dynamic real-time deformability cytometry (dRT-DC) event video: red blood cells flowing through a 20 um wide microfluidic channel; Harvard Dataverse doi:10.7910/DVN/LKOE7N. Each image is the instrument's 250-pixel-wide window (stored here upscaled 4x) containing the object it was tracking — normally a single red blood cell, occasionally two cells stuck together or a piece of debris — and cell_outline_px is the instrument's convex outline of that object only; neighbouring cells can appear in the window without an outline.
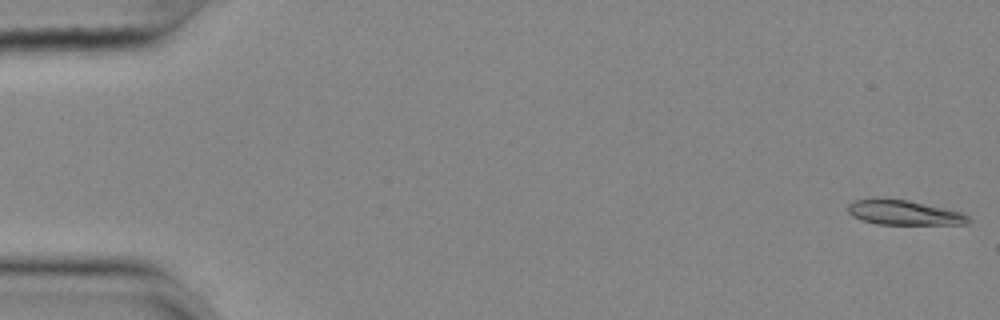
{"species": "common noctule bat (a hibernating species)", "species_latin": "Nyctalus noctula", "temperature_condition": "cold", "stored_images_in_passage": 55, "camera_frame_rate_fps": 3000, "um_per_image_px": 0.085, "animal": {"sex": "female", "body_mass_g": 25.1}, "frame": {"image": 1, "passage_image": 1, "time_ms": 0.0, "image_size_px": [1000, 320], "cell_outline_px": [[972, 220], [968, 224], [876, 224], [860, 220], [852, 216], [848, 212], [848, 204], [856, 200], [872, 196], [876, 196], [908, 200], [964, 212]], "centroid_in_image_um": [76.81, 18.04], "position_along_channel_um": 8.2, "area_um2": 17.92}}
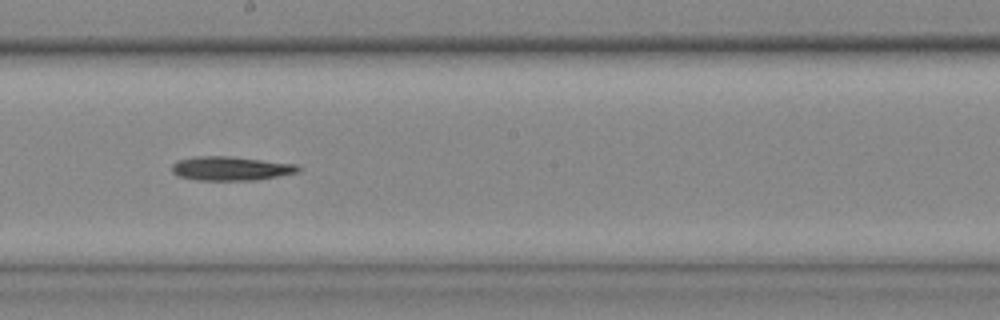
{"frame": {"image": 2, "passage_image": 31, "time_ms": 10.0, "image_size_px": [1000, 320], "cell_outline_px": [[304, 168], [300, 172], [256, 180], [196, 180], [176, 176], [172, 172], [172, 164], [176, 160], [192, 156], [228, 156], [300, 164]], "centroid_in_image_um": [19.64, 14.31], "position_along_channel_um": 228.6, "area_um2": 18.09}}
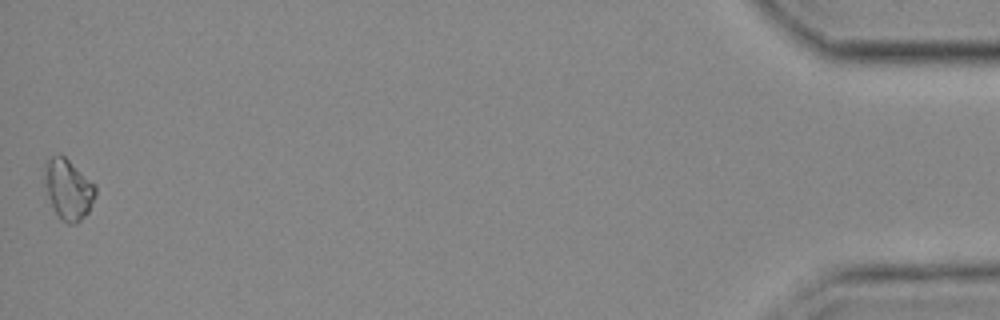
{"frame": {"image": 3, "passage_image": 55, "time_ms": 18.0, "image_size_px": [1000, 320], "cell_outline_px": [[96, 196], [88, 212], [76, 224], [68, 224], [60, 220], [48, 196], [44, 184], [44, 164], [52, 156], [60, 152], [96, 184]], "centroid_in_image_um": [5.81, 16.07], "position_along_channel_um": 429.4, "area_um2": 18.15}}